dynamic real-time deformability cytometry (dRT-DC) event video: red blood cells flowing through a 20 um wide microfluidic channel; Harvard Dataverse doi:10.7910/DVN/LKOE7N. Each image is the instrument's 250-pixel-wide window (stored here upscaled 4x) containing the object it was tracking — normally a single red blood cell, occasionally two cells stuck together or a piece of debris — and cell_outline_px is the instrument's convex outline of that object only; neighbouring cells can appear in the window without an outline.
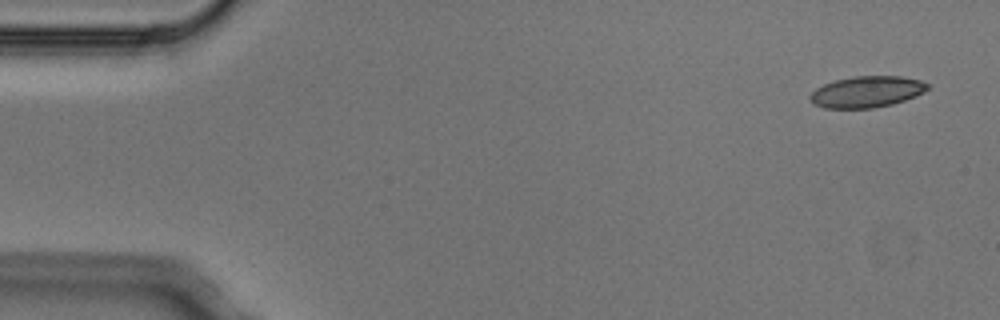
{"species": "Egyptian fruit bat (a non-hibernating species)", "species_latin": "Rousettus aegyptiacus", "temperature_condition": "cold", "stored_images_in_passage": 4, "camera_frame_rate_fps": 3000, "um_per_image_px": 0.085, "animal": {"sex": "male"}, "frame": {"image": 1, "passage_image": 1, "time_ms": 0.0, "image_size_px": [1000, 320], "cell_outline_px": [[928, 88], [924, 92], [916, 96], [892, 104], [872, 108], [824, 108], [816, 104], [808, 96], [816, 88], [824, 84], [836, 80], [852, 76], [900, 76], [920, 80], [928, 84]], "centroid_in_image_um": [73.68, 7.8], "position_along_channel_um": 11.3, "area_um2": 21.27}}
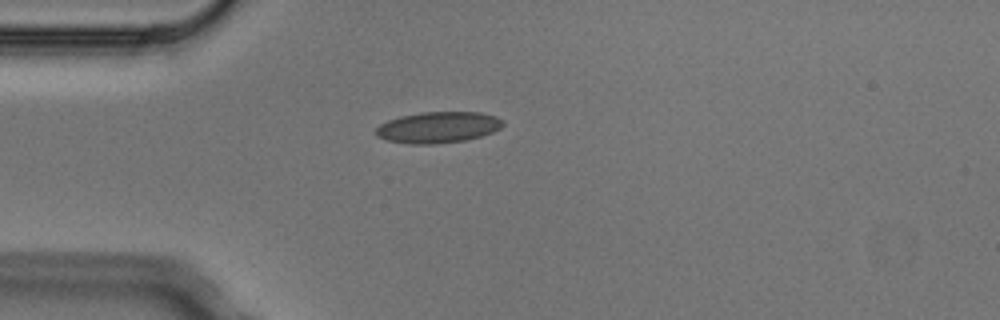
{"frame": {"image": 2, "passage_image": 4, "time_ms": 1.0, "image_size_px": [1000, 320], "cell_outline_px": [[504, 124], [500, 128], [492, 132], [480, 136], [464, 140], [432, 144], [412, 144], [384, 140], [376, 136], [376, 128], [380, 124], [388, 120], [400, 116], [420, 112], [480, 112], [496, 116], [504, 120]], "centroid_in_image_um": [37.22, 10.81], "position_along_channel_um": 47.8, "area_um2": 23.12}}